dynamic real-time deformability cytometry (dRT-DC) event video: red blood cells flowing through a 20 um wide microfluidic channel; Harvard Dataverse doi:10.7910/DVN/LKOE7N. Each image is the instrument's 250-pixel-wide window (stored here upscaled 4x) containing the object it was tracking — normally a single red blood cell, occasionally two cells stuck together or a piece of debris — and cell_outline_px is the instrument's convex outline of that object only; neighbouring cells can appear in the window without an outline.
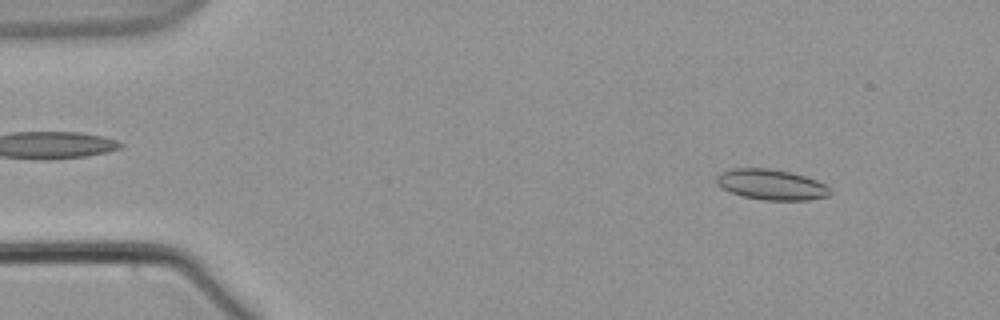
{"species": "common noctule bat (a hibernating species)", "species_latin": "Nyctalus noctula", "temperature_condition": "warm", "stored_images_in_passage": 54, "camera_frame_rate_fps": 3000, "um_per_image_px": 0.085, "animal": {"sex": "male", "body_mass_g": 21.5, "forearm_length_mm": 52.0}, "frame": {"image": 1, "passage_image": 3, "time_ms": 0.667, "image_size_px": [1000, 320], "cell_outline_px": [[832, 192], [828, 196], [808, 200], [764, 200], [744, 196], [732, 192], [716, 184], [716, 176], [720, 172], [732, 168], [768, 168], [792, 172], [816, 180], [832, 188]], "centroid_in_image_um": [65.58, 15.68], "position_along_channel_um": 19.4, "area_um2": 20.23}}
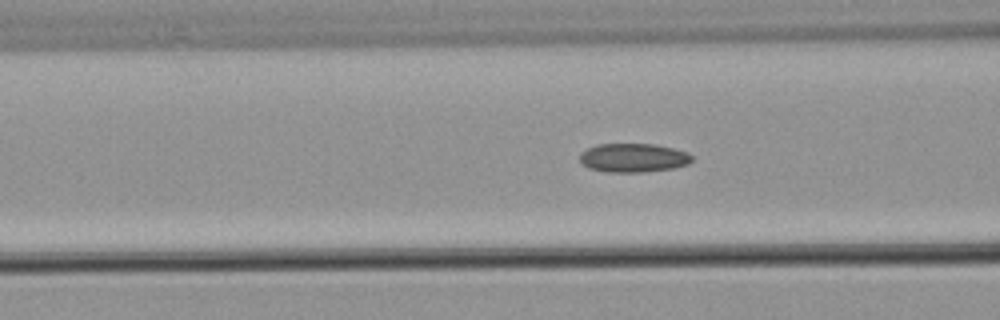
{"frame": {"image": 2, "passage_image": 19, "time_ms": 6.0, "image_size_px": [1000, 320], "cell_outline_px": [[692, 160], [688, 164], [672, 168], [644, 172], [604, 172], [588, 168], [580, 164], [580, 152], [596, 144], [656, 144], [688, 152], [692, 156]], "centroid_in_image_um": [53.79, 13.41], "position_along_channel_um": 112.8, "area_um2": 19.02}}
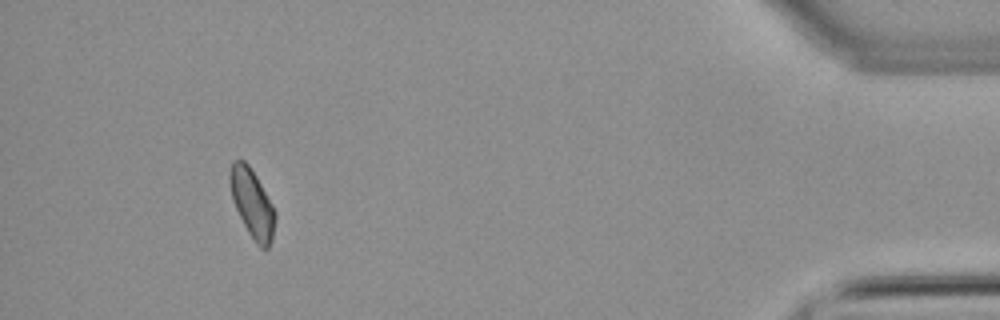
{"frame": {"image": 3, "passage_image": 50, "time_ms": 16.333, "image_size_px": [1000, 320], "cell_outline_px": [[276, 220], [272, 240], [268, 248], [264, 252], [256, 244], [248, 232], [232, 200], [228, 180], [228, 172], [232, 160], [244, 160], [248, 164], [256, 176], [272, 204], [276, 212]], "centroid_in_image_um": [21.43, 17.3], "position_along_channel_um": 413.8, "area_um2": 18.32}}